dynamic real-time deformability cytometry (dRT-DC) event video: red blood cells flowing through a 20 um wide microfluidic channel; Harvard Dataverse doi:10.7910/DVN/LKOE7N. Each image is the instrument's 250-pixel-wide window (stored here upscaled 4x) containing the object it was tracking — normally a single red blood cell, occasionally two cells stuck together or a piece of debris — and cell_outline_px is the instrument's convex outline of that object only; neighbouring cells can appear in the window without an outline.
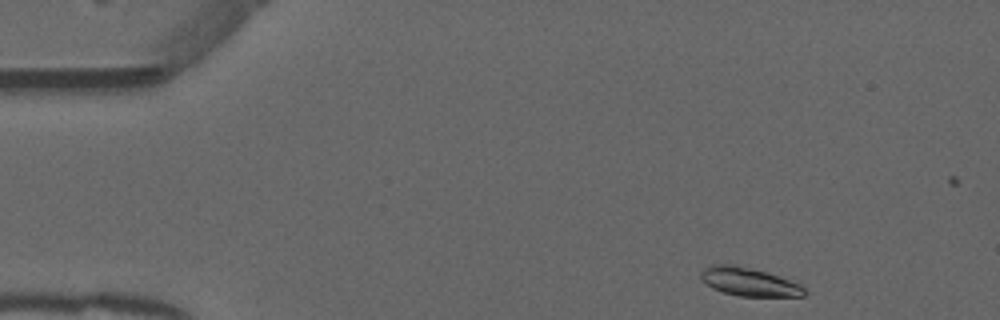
{"species": "common noctule bat (a hibernating species)", "species_latin": "Nyctalus noctula", "temperature_condition": "warm", "stored_images_in_passage": 48, "camera_frame_rate_fps": 3000, "um_per_image_px": 0.085, "animal": {"sex": "male", "forearm_length_mm": 52.5}, "frame": {"image": 1, "passage_image": 1, "time_ms": 0.0, "image_size_px": [1000, 320], "cell_outline_px": [[808, 292], [804, 296], [740, 296], [724, 292], [712, 288], [700, 276], [700, 272], [704, 268], [712, 264], [732, 264], [768, 272], [800, 284]], "centroid_in_image_um": [63.69, 23.95], "position_along_channel_um": 21.3, "area_um2": 16.99}}
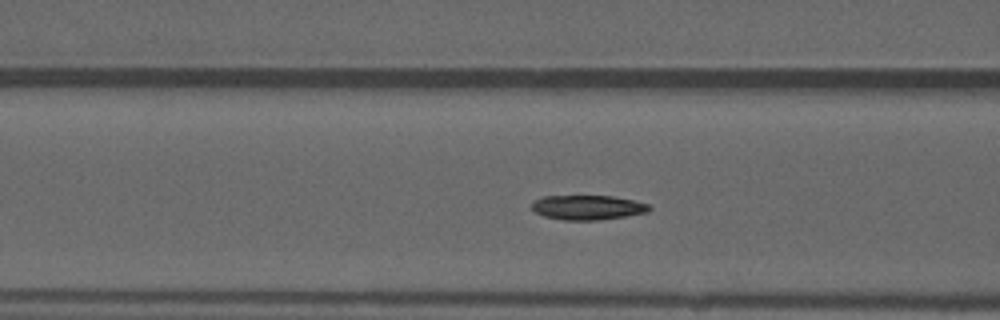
{"frame": {"image": 2, "passage_image": 15, "time_ms": 4.667, "image_size_px": [1000, 320], "cell_outline_px": [[652, 208], [648, 212], [600, 220], [564, 220], [544, 216], [536, 212], [532, 208], [532, 204], [536, 200], [544, 196], [612, 196], [632, 200], [648, 204]], "centroid_in_image_um": [49.97, 17.63], "position_along_channel_um": 116.6, "area_um2": 16.65}}
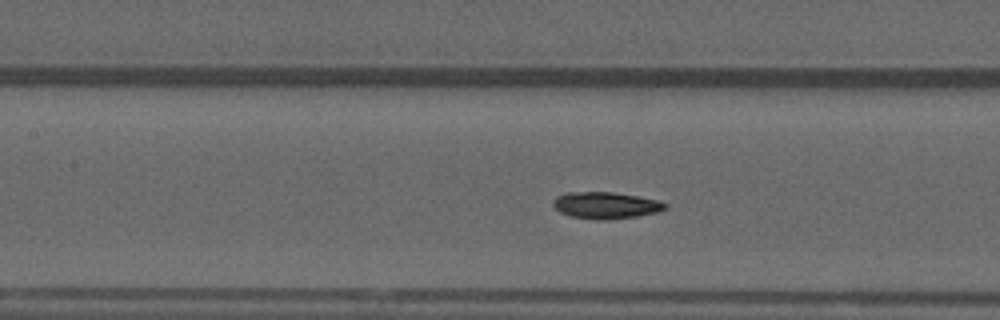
{"frame": {"image": 3, "passage_image": 18, "time_ms": 5.667, "image_size_px": [1000, 320], "cell_outline_px": [[668, 208], [656, 212], [636, 216], [612, 220], [596, 220], [568, 216], [560, 212], [552, 204], [552, 200], [556, 196], [568, 192], [612, 192], [660, 200], [668, 204]], "centroid_in_image_um": [51.48, 17.46], "position_along_channel_um": 155.9, "area_um2": 17.63}, "authors_computed_cell_mechanics": {"area_um2": 17.051, "velocity_mm_per_s": 3.9081, "shape_relaxation_time_tau1_ms": 4.6282, "shape_relaxation_time_tau2_ms": 1.7544, "deformation_change_tau1": 0.1598, "deformation_change_tau2": 0.0393}}